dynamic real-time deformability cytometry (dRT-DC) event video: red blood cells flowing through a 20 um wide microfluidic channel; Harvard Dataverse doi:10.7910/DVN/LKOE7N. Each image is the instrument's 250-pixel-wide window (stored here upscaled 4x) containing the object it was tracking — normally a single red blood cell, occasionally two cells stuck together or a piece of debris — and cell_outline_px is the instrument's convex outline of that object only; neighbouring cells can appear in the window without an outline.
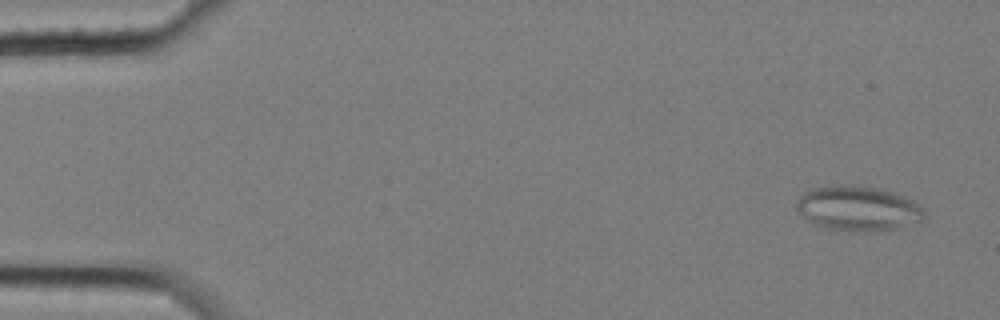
{"species": "common noctule bat (a hibernating species)", "species_latin": "Nyctalus noctula", "temperature_condition": "cold", "stored_images_in_passage": 5, "camera_frame_rate_fps": 3000, "um_per_image_px": 0.085, "animal": {"sex": "female", "body_mass_g": 25.1}, "frame": {"image": 1, "passage_image": 1, "time_ms": 0.0, "image_size_px": [1000, 320], "cell_outline_px": [[928, 216], [920, 220], [896, 228], [864, 232], [848, 232], [816, 228], [804, 220], [796, 208], [796, 200], [804, 192], [812, 188], [844, 184], [852, 184], [876, 188], [892, 192], [904, 196], [920, 204], [924, 208]], "centroid_in_image_um": [72.87, 17.74], "position_along_channel_um": 12.1, "area_um2": 34.22}}